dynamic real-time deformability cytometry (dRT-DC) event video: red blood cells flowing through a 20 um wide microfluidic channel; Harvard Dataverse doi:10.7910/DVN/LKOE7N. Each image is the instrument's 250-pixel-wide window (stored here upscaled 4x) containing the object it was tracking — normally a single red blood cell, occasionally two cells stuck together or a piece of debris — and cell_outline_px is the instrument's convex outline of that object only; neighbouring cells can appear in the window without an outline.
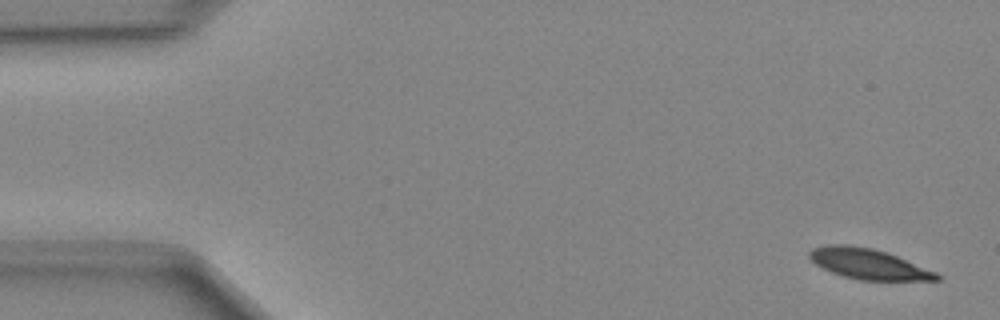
{"species": "Egyptian fruit bat (a non-hibernating species)", "species_latin": "Rousettus aegyptiacus", "temperature_condition": "cold", "stored_images_in_passage": 49, "camera_frame_rate_fps": 3000, "um_per_image_px": 0.085, "animal": {"sex": "female"}, "frame": {"image": 1, "passage_image": 2, "time_ms": 0.333, "image_size_px": [1000, 320], "cell_outline_px": [[940, 280], [860, 280], [844, 276], [832, 272], [816, 264], [808, 256], [808, 252], [812, 248], [828, 244], [848, 244], [872, 248], [896, 256], [936, 272], [940, 276]], "centroid_in_image_um": [73.77, 22.42], "position_along_channel_um": 11.2, "area_um2": 22.25}}
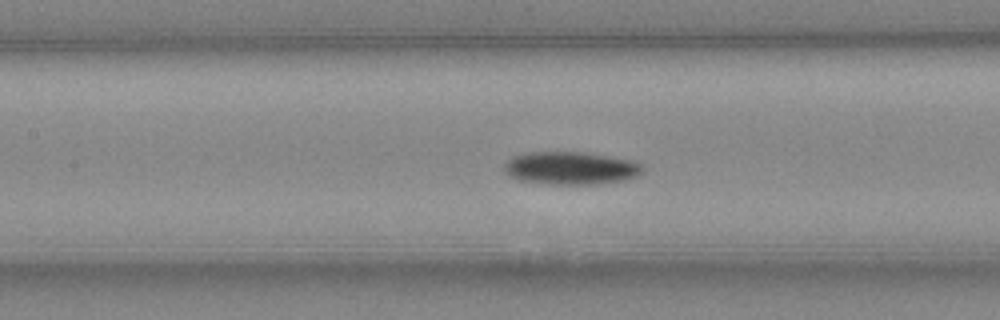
{"frame": {"image": 2, "passage_image": 22, "time_ms": 7.0, "image_size_px": [1000, 320], "cell_outline_px": [[644, 172], [636, 176], [624, 180], [600, 184], [548, 184], [520, 180], [504, 172], [504, 164], [512, 156], [528, 152], [588, 152], [632, 160], [640, 164], [644, 168]], "centroid_in_image_um": [48.53, 14.28], "position_along_channel_um": 158.9, "area_um2": 26.65}}
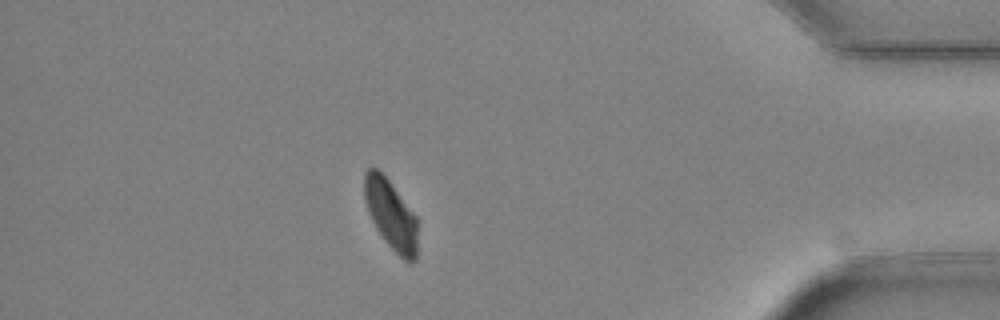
{"frame": {"image": 3, "passage_image": 43, "time_ms": 14.0, "image_size_px": [1000, 320], "cell_outline_px": [[416, 260], [404, 260], [384, 240], [376, 228], [368, 212], [364, 200], [364, 172], [368, 168], [376, 168], [388, 180], [416, 216]], "centroid_in_image_um": [33.19, 18.22], "position_along_channel_um": 402.0, "area_um2": 21.1}}